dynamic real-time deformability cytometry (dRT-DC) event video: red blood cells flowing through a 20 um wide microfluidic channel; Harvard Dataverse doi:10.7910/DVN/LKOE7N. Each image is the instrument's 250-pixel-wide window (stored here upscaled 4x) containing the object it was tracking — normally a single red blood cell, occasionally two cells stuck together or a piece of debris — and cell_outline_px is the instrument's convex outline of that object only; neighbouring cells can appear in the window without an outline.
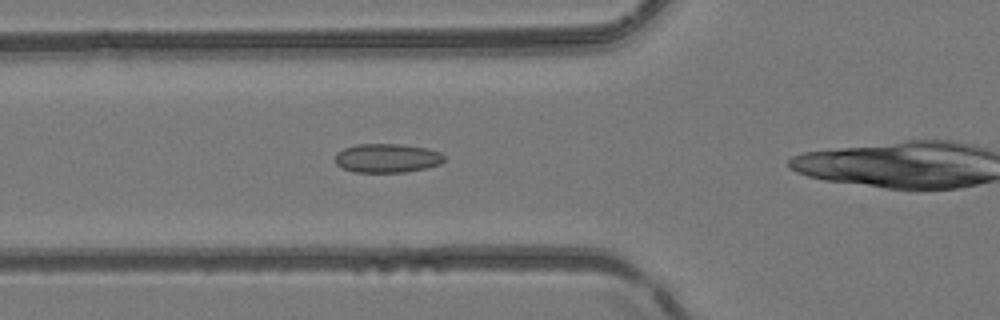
{"species": "common noctule bat (a hibernating species)", "species_latin": "Nyctalus noctula", "temperature_condition": "room temperature", "stored_images_in_passage": 25, "camera_frame_rate_fps": 3000, "um_per_image_px": 0.085, "animal": {"sex": "female", "body_mass_g": 24.6, "forearm_length_mm": 56.2}, "frame": {"image": 1, "passage_image": 2, "time_ms": 0.333, "image_size_px": [1000, 320], "cell_outline_px": [[444, 160], [440, 164], [428, 168], [404, 172], [356, 172], [340, 168], [336, 164], [336, 152], [344, 148], [356, 144], [400, 144], [428, 148], [440, 152], [444, 156]], "centroid_in_image_um": [32.9, 13.44], "position_along_channel_um": 92.9, "area_um2": 18.55}}
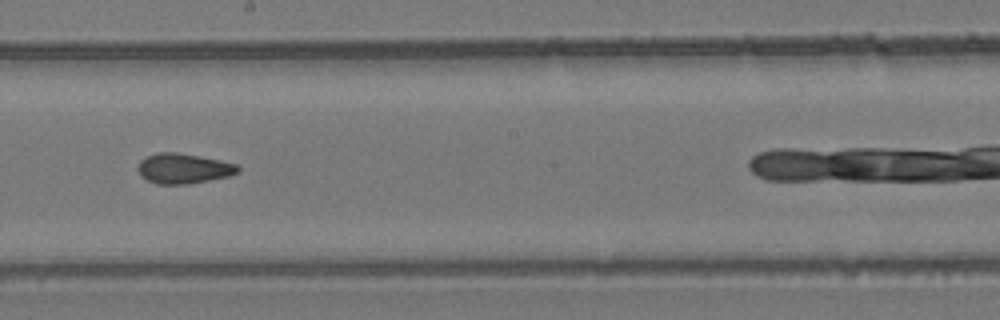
{"frame": {"image": 2, "passage_image": 12, "time_ms": 3.667, "image_size_px": [1000, 320], "cell_outline_px": [[240, 172], [228, 176], [188, 184], [156, 184], [140, 176], [136, 168], [140, 160], [156, 152], [176, 152], [200, 156], [220, 160], [236, 164], [240, 168]], "centroid_in_image_um": [15.57, 14.32], "position_along_channel_um": 232.6, "area_um2": 17.63}}
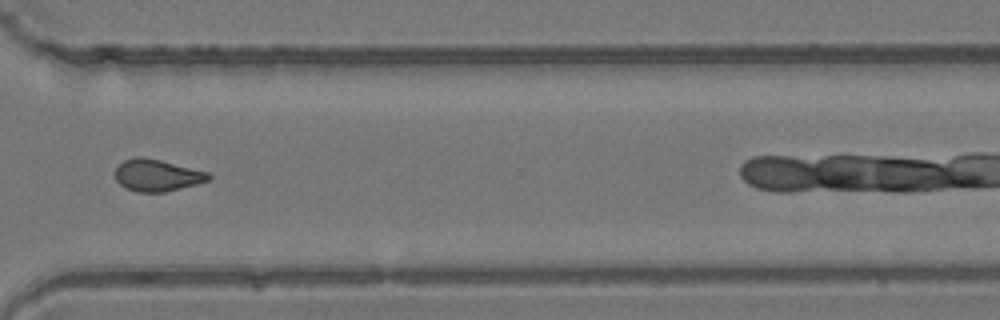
{"frame": {"image": 3, "passage_image": 21, "time_ms": 6.667, "image_size_px": [1000, 320], "cell_outline_px": [[212, 176], [208, 180], [196, 184], [164, 192], [136, 192], [124, 188], [116, 180], [116, 168], [124, 160], [136, 156], [144, 156], [208, 172]], "centroid_in_image_um": [13.32, 14.9], "position_along_channel_um": 357.3, "area_um2": 17.28}}